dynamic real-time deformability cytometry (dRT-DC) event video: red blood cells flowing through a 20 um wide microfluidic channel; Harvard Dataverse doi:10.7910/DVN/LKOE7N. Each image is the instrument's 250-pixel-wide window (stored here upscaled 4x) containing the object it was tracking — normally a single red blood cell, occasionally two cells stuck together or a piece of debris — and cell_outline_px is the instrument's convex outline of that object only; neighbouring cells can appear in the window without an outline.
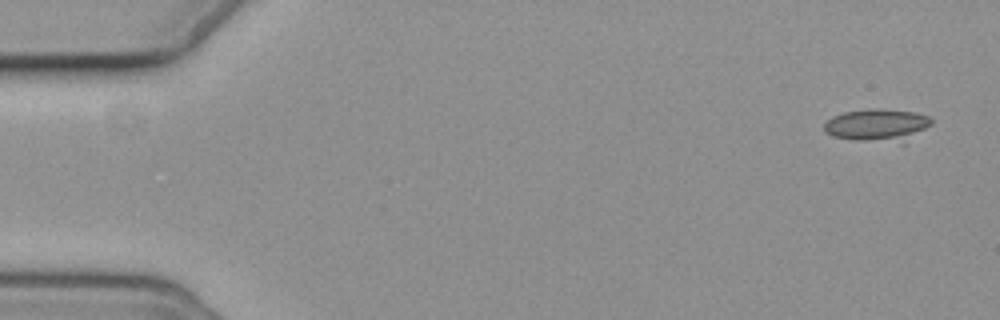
{"species": "common noctule bat (a hibernating species)", "species_latin": "Nyctalus noctula", "temperature_condition": "cold", "stored_images_in_passage": 4, "camera_frame_rate_fps": 3000, "um_per_image_px": 0.085, "animal": {"sex": "female", "body_mass_g": 19.3, "forearm_length_mm": 54.1}, "frame": {"image": 1, "passage_image": 1, "time_ms": 0.0, "image_size_px": [1000, 320], "cell_outline_px": [[932, 124], [904, 144], [900, 144], [856, 140], [832, 136], [824, 132], [824, 124], [832, 116], [844, 112], [868, 108], [880, 108], [916, 112], [928, 116], [932, 120]], "centroid_in_image_um": [74.6, 10.65], "position_along_channel_um": 10.4, "area_um2": 20.92}}